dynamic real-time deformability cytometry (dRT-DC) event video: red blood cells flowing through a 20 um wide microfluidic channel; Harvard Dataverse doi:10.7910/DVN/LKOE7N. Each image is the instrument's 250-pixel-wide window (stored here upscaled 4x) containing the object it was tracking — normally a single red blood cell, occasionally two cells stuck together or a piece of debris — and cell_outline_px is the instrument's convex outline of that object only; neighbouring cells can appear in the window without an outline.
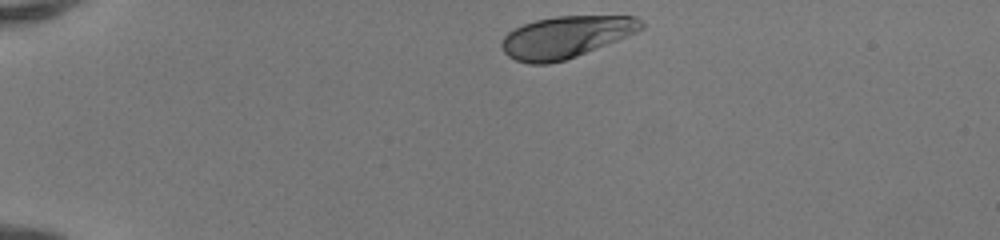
{"species": "human", "species_latin": "Homo sapiens", "temperature_condition": "room temperature", "stored_images_in_passage": 36, "camera_frame_rate_fps": 3000, "um_per_image_px": 0.085, "donor": {"sex": "female"}, "frame": {"image": 1, "passage_image": 1, "time_ms": 0.0, "image_size_px": [1000, 240], "cell_outline_px": [[644, 28], [628, 36], [576, 56], [564, 60], [548, 64], [528, 64], [516, 60], [508, 56], [504, 52], [500, 44], [500, 40], [508, 32], [524, 24], [536, 20], [556, 16], [636, 16], [644, 24]], "centroid_in_image_um": [48.08, 3.15], "position_along_channel_um": 36.9, "area_um2": 33.87}}
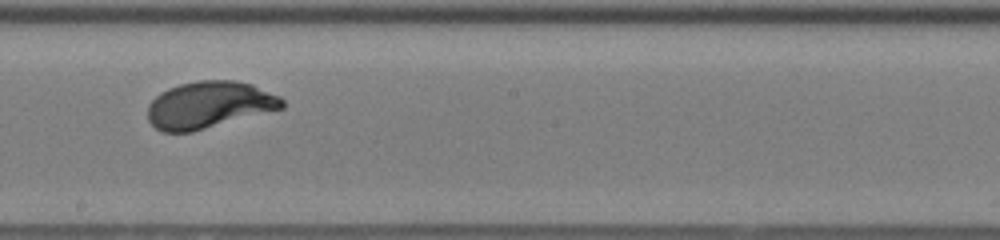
{"frame": {"image": 2, "passage_image": 20, "time_ms": 6.333, "image_size_px": [1000, 240], "cell_outline_px": [[284, 108], [192, 132], [164, 132], [156, 128], [148, 120], [148, 104], [160, 92], [168, 88], [180, 84], [200, 80], [236, 80], [252, 84], [280, 96], [284, 100]], "centroid_in_image_um": [17.78, 8.91], "position_along_channel_um": 230.4, "area_um2": 36.82}}
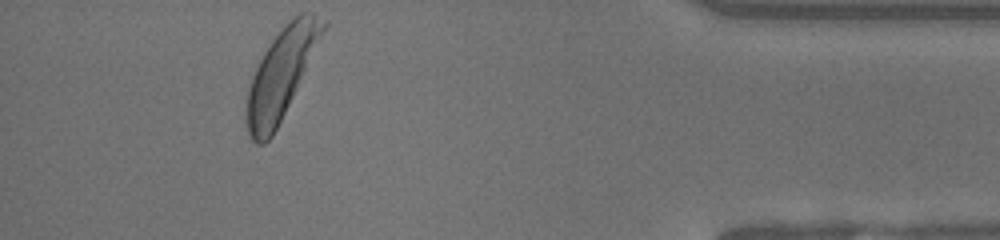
{"frame": {"image": 3, "passage_image": 36, "time_ms": 11.667, "image_size_px": [1000, 240], "cell_outline_px": [[328, 24], [272, 136], [264, 144], [256, 144], [252, 140], [248, 132], [244, 116], [248, 88], [252, 76], [264, 52], [272, 40], [284, 24], [288, 20], [300, 12], [312, 12], [328, 20]], "centroid_in_image_um": [23.88, 6.24], "position_along_channel_um": 411.3, "area_um2": 39.19}, "authors_computed_cell_mechanics": {"area_um2": 36.5585, "velocity_mm_per_s": 4.1503, "shape_relaxation_time_tau1_ms": 1.966, "shape_relaxation_time_tau2_ms": null, "deformation_change_tau1": 0.1481, "deformation_change_tau2": null}}